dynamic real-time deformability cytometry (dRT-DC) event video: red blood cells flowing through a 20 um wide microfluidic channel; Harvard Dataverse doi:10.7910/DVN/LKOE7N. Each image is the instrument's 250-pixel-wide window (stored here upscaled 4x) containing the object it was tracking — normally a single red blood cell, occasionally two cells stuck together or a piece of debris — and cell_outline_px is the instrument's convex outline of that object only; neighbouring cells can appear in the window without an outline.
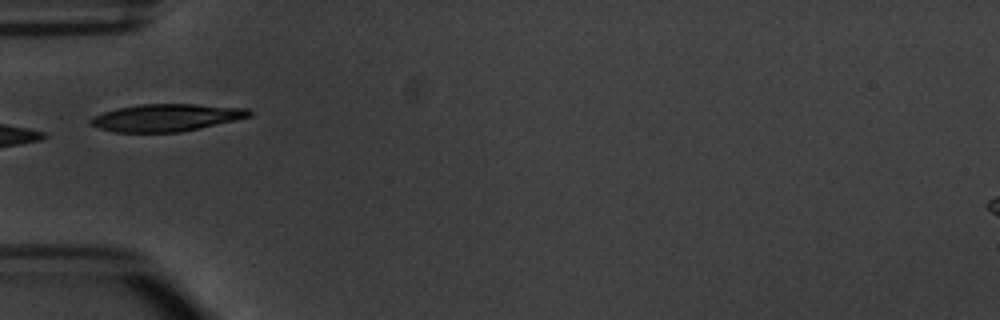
{"species": "common noctule bat (a hibernating species)", "species_latin": "Nyctalus noctula", "temperature_condition": "warm", "stored_images_in_passage": 5, "camera_frame_rate_fps": 3000, "um_per_image_px": 0.085, "animal": {"sex": "male", "body_mass_g": 20.1, "forearm_length_mm": 53.5}, "frame": {"image": 1, "passage_image": 5, "time_ms": 4.667, "image_size_px": [1000, 320], "cell_outline_px": [[252, 116], [236, 120], [200, 128], [180, 132], [116, 132], [100, 128], [88, 124], [88, 120], [92, 116], [116, 108], [140, 104], [196, 104], [248, 108], [252, 112]], "centroid_in_image_um": [14.13, 9.99], "position_along_channel_um": 70.9, "area_um2": 25.37}}